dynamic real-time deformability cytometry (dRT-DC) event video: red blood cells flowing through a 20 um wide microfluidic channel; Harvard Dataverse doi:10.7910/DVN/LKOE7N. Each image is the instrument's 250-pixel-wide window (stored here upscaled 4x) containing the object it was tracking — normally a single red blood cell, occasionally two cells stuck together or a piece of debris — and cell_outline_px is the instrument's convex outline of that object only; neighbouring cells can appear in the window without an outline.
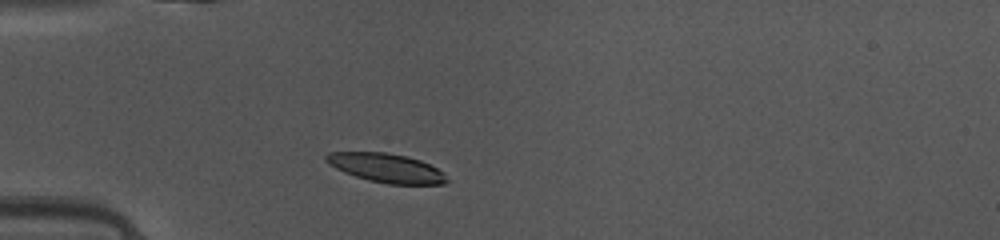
{"species": "common noctule bat (a hibernating species)", "species_latin": "Nyctalus noctula", "temperature_condition": "warm", "stored_images_in_passage": 35, "camera_frame_rate_fps": 3000, "um_per_image_px": 0.085, "animal": {"sex": "female", "body_mass_g": 10.0, "forearm_length_mm": 53.1}, "frame": {"image": 1, "passage_image": 1, "time_ms": 0.0, "image_size_px": [1000, 240], "cell_outline_px": [[448, 180], [444, 184], [388, 184], [368, 180], [344, 172], [336, 168], [324, 160], [324, 156], [328, 152], [384, 152], [408, 156], [420, 160], [444, 172]], "centroid_in_image_um": [32.83, 14.27], "position_along_channel_um": 52.2, "area_um2": 20.35}}
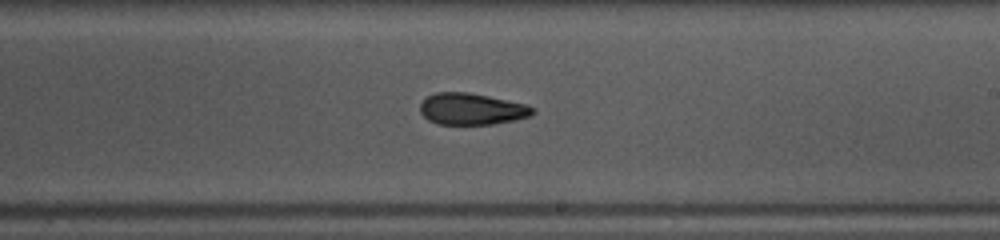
{"frame": {"image": 2, "passage_image": 16, "time_ms": 5.0, "image_size_px": [1000, 240], "cell_outline_px": [[536, 112], [532, 116], [516, 120], [492, 124], [436, 124], [428, 120], [420, 112], [420, 104], [428, 96], [436, 92], [468, 92], [528, 104], [536, 108]], "centroid_in_image_um": [40.14, 9.27], "position_along_channel_um": 248.9, "area_um2": 20.92}}
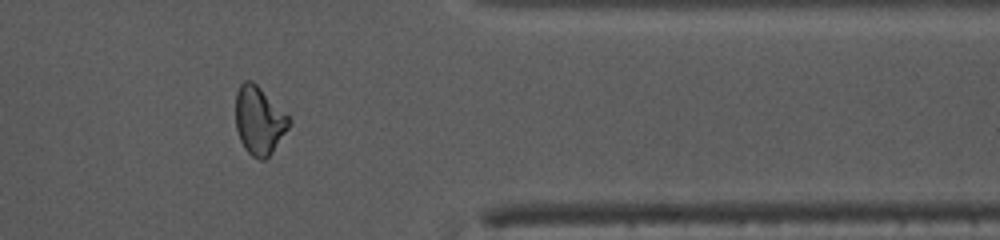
{"frame": {"image": 3, "passage_image": 27, "time_ms": 8.667, "image_size_px": [1000, 240], "cell_outline_px": [[292, 120], [288, 128], [272, 152], [264, 160], [260, 160], [252, 156], [244, 148], [240, 140], [236, 128], [236, 92], [240, 84], [244, 80], [252, 80]], "centroid_in_image_um": [22.0, 10.24], "position_along_channel_um": 389.4, "area_um2": 20.92}, "authors_computed_cell_mechanics": {"area_um2": 21.2126, "velocity_mm_per_s": 4.1409, "shape_relaxation_time_tau1_ms": 4.1419, "shape_relaxation_time_tau2_ms": 2.4829, "deformation_change_tau1": 0.1515, "deformation_change_tau2": 0.1007}}